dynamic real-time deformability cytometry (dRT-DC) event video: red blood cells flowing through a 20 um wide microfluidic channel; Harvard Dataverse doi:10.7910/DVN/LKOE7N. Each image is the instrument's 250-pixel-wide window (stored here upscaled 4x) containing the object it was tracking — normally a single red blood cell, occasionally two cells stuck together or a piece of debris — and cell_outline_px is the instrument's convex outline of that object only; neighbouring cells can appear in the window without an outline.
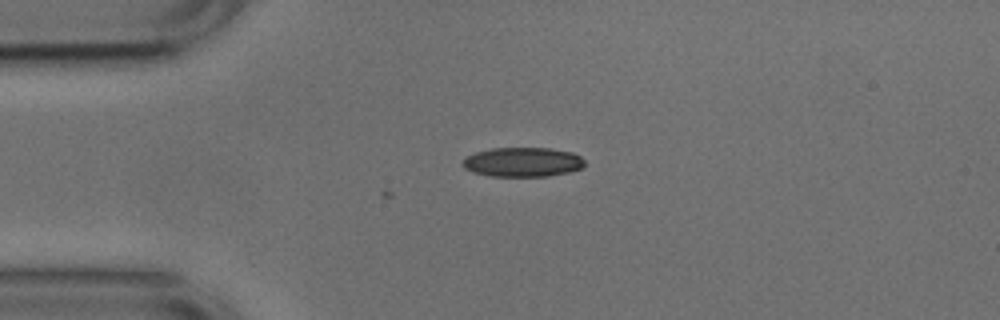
{"species": "common noctule bat (a hibernating species)", "species_latin": "Nyctalus noctula", "temperature_condition": "cold", "stored_images_in_passage": 2, "camera_frame_rate_fps": 3000, "um_per_image_px": 0.085, "animal": {"sex": "male", "body_mass_g": 17.9, "forearm_length_mm": 54.2}, "frame": {"image": 1, "passage_image": 2, "time_ms": 0.333, "image_size_px": [1000, 320], "cell_outline_px": [[584, 164], [580, 168], [568, 172], [548, 176], [488, 176], [472, 172], [464, 168], [460, 164], [468, 156], [476, 152], [492, 148], [552, 148], [572, 152], [580, 156], [584, 160]], "centroid_in_image_um": [44.41, 13.77], "position_along_channel_um": 40.6, "area_um2": 20.92}}